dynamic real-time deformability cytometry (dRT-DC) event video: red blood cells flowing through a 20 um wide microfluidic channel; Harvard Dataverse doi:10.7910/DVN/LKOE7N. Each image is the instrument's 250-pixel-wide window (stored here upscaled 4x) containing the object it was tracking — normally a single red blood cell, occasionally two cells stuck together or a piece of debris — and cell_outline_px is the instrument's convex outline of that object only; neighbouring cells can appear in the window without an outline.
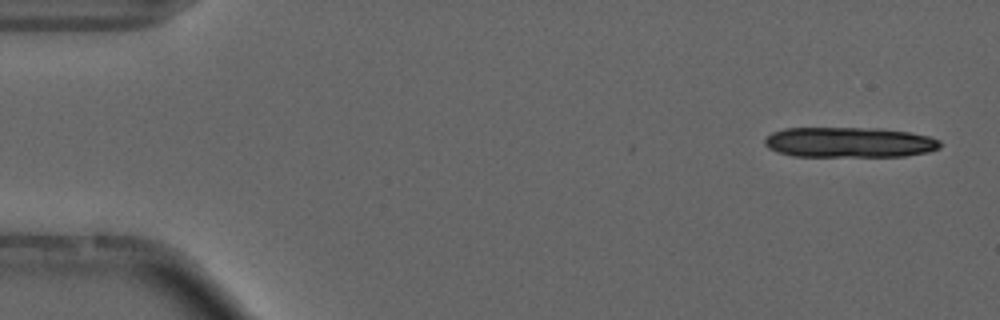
{"species": "common noctule bat (a hibernating species)", "species_latin": "Nyctalus noctula", "temperature_condition": "cold", "stored_images_in_passage": 13, "camera_frame_rate_fps": 3000, "um_per_image_px": 0.085, "animal": {"sex": "male", "forearm_length_mm": 52.5}, "frame": {"image": 1, "passage_image": 2, "time_ms": 0.333, "image_size_px": [1000, 320], "cell_outline_px": [[940, 148], [928, 152], [904, 156], [792, 156], [776, 152], [768, 148], [764, 144], [764, 140], [772, 132], [784, 128], [880, 128], [908, 132], [928, 136], [940, 140]], "centroid_in_image_um": [72.16, 12.1], "position_along_channel_um": 12.8, "area_um2": 31.1}}